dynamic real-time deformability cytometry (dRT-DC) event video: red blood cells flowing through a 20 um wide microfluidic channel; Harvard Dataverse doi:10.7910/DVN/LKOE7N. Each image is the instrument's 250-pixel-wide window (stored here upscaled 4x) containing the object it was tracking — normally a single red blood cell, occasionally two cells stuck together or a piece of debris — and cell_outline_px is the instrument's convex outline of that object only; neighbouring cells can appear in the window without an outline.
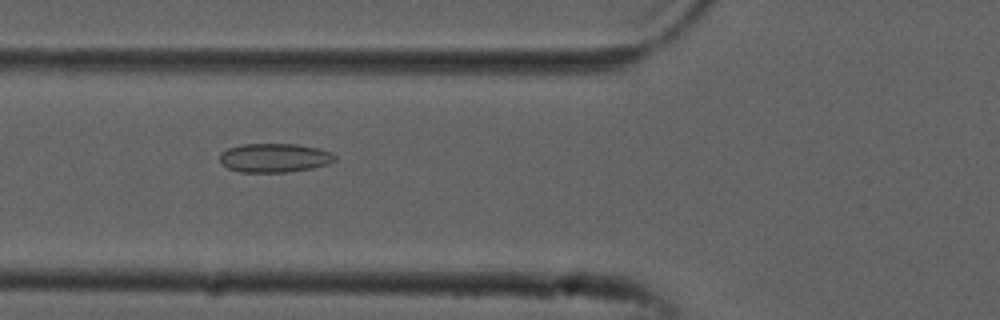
{"species": "common noctule bat (a hibernating species)", "species_latin": "Nyctalus noctula", "temperature_condition": "cold", "stored_images_in_passage": 55, "camera_frame_rate_fps": 3000, "um_per_image_px": 0.085, "animal": {"sex": "male", "forearm_length_mm": 52.5}, "frame": {"image": 1, "passage_image": 20, "time_ms": 6.333, "image_size_px": [1000, 320], "cell_outline_px": [[336, 160], [328, 164], [312, 168], [288, 172], [240, 172], [228, 168], [220, 160], [220, 152], [228, 148], [240, 144], [296, 144], [316, 148], [332, 152], [336, 156]], "centroid_in_image_um": [23.33, 13.41], "position_along_channel_um": 102.5, "area_um2": 19.42}}
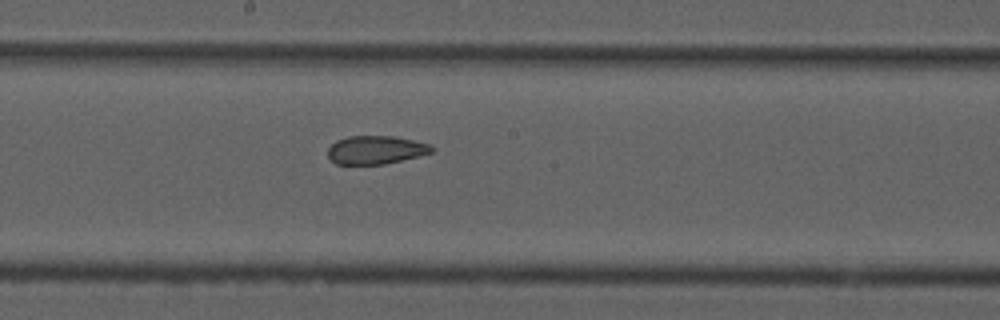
{"frame": {"image": 2, "passage_image": 29, "time_ms": 9.333, "image_size_px": [1000, 320], "cell_outline_px": [[436, 152], [384, 164], [336, 164], [328, 156], [328, 148], [336, 140], [348, 136], [396, 136], [428, 144], [436, 148]], "centroid_in_image_um": [31.97, 12.74], "position_along_channel_um": 216.2, "area_um2": 17.22}}
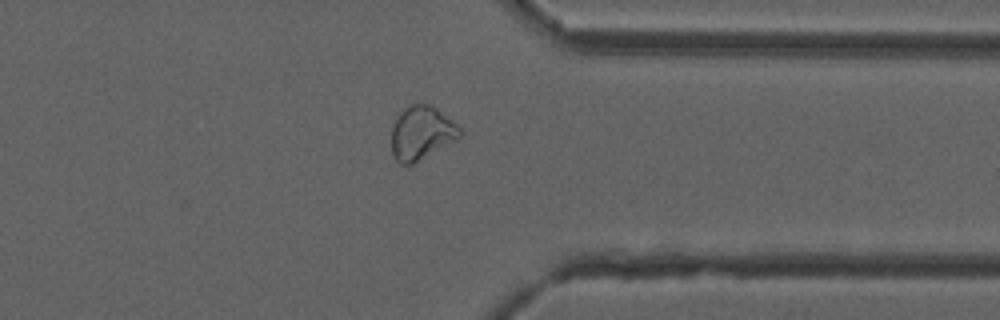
{"frame": {"image": 3, "passage_image": 42, "time_ms": 13.667, "image_size_px": [1000, 320], "cell_outline_px": [[464, 132], [456, 140], [412, 164], [400, 164], [392, 156], [392, 124], [396, 116], [408, 104], [432, 104], [456, 124]], "centroid_in_image_um": [35.81, 11.28], "position_along_channel_um": 375.6, "area_um2": 21.44}, "authors_computed_cell_mechanics": {"area_um2": 22.253, "velocity_mm_per_s": 3.7963, "shape_relaxation_time_tau1_ms": null, "shape_relaxation_time_tau2_ms": 2.6866, "deformation_change_tau1": null, "deformation_change_tau2": 0.0788}}